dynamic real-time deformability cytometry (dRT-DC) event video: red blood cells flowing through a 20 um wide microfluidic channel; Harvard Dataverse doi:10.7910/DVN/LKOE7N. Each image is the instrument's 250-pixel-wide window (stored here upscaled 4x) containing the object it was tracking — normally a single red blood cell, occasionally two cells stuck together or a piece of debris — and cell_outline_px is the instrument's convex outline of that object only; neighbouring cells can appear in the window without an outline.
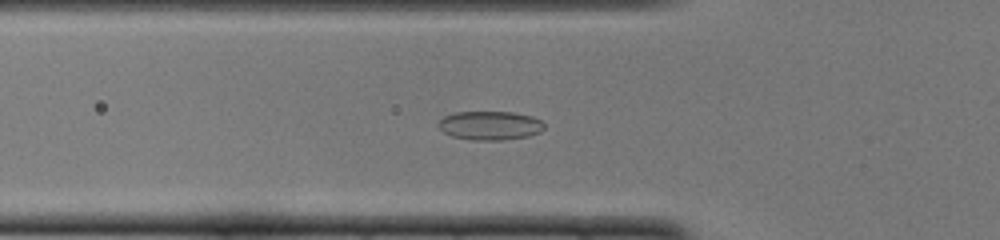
{"species": "common noctule bat (a hibernating species)", "species_latin": "Nyctalus noctula", "temperature_condition": "cold", "stored_images_in_passage": 51, "camera_frame_rate_fps": 3000, "um_per_image_px": 0.085, "animal": {"sex": "female", "body_mass_g": 22.0, "forearm_length_mm": 56.7}, "frame": {"image": 1, "passage_image": 18, "time_ms": 5.667, "image_size_px": [1000, 240], "cell_outline_px": [[544, 128], [540, 132], [528, 136], [504, 140], [472, 140], [452, 136], [444, 132], [436, 124], [444, 116], [456, 112], [512, 112], [532, 116], [540, 120], [544, 124]], "centroid_in_image_um": [41.65, 10.67], "position_along_channel_um": 84.2, "area_um2": 17.8}}
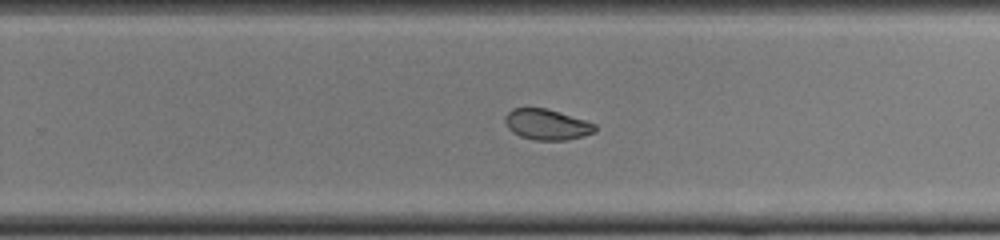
{"frame": {"image": 2, "passage_image": 33, "time_ms": 10.667, "image_size_px": [1000, 240], "cell_outline_px": [[596, 132], [584, 136], [568, 140], [536, 140], [520, 136], [512, 132], [508, 128], [504, 120], [504, 116], [512, 108], [544, 108], [560, 112], [596, 124]], "centroid_in_image_um": [46.48, 10.59], "position_along_channel_um": 283.3, "area_um2": 16.13}}
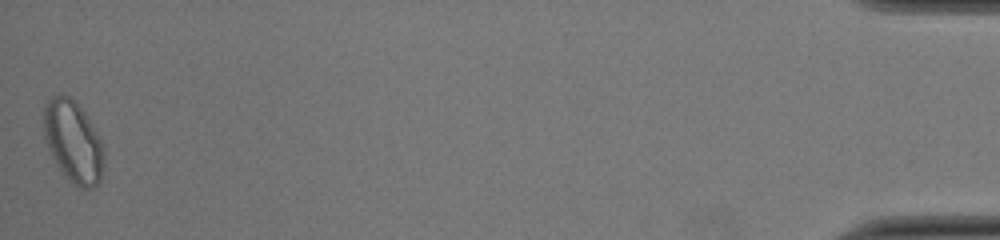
{"frame": {"image": 3, "passage_image": 51, "time_ms": 16.667, "image_size_px": [1000, 240], "cell_outline_px": [[104, 164], [100, 180], [92, 188], [80, 188], [68, 180], [56, 164], [44, 140], [44, 104], [48, 96], [68, 96], [84, 112], [96, 132], [104, 148]], "centroid_in_image_um": [6.21, 12.06], "position_along_channel_um": 429.0, "area_um2": 28.5}, "authors_computed_cell_mechanics": {"area_um2": 18.2648, "velocity_mm_per_s": 3.9877, "shape_relaxation_time_tau1_ms": 9.8713, "shape_relaxation_time_tau2_ms": 2.2151, "deformation_change_tau1": 0.1579, "deformation_change_tau2": 0.0604}}